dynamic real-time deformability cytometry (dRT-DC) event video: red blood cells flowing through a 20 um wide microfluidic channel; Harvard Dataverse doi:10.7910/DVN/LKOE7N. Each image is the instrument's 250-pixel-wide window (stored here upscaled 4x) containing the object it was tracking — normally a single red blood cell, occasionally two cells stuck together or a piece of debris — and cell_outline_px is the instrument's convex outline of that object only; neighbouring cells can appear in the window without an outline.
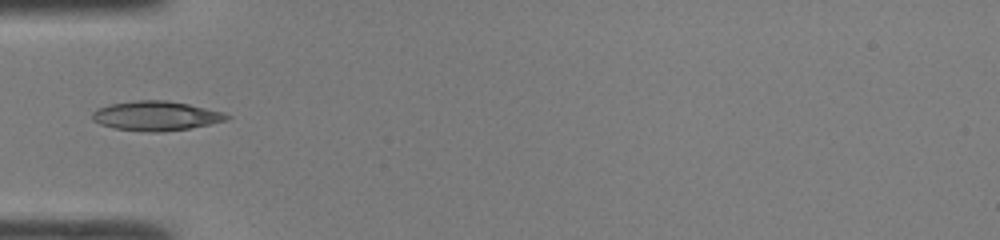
{"species": "common noctule bat (a hibernating species)", "species_latin": "Nyctalus noctula", "temperature_condition": "room temperature", "stored_images_in_passage": 32, "camera_frame_rate_fps": 3000, "um_per_image_px": 0.085, "animal": {"sex": "male", "body_mass_g": 19.0, "forearm_length_mm": 50.8}, "frame": {"image": 1, "passage_image": 1, "time_ms": 0.0, "image_size_px": [1000, 240], "cell_outline_px": [[232, 116], [228, 120], [188, 128], [164, 132], [148, 132], [112, 128], [100, 124], [92, 120], [92, 112], [100, 108], [112, 104], [136, 100], [164, 100], [188, 104], [224, 112]], "centroid_in_image_um": [13.27, 9.85], "position_along_channel_um": 71.7, "area_um2": 23.0}}
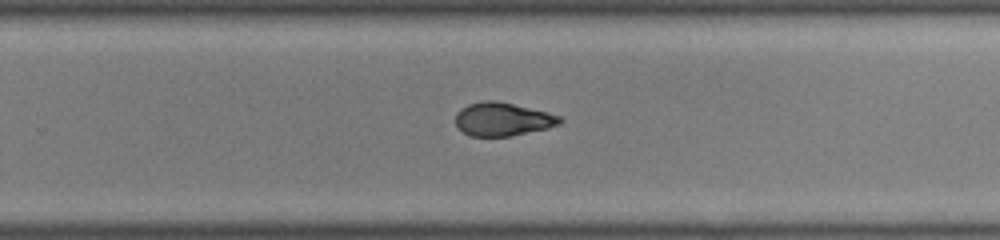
{"frame": {"image": 2, "passage_image": 16, "time_ms": 5.0, "image_size_px": [1000, 240], "cell_outline_px": [[564, 120], [560, 124], [548, 128], [508, 136], [472, 136], [464, 132], [456, 124], [456, 112], [468, 104], [484, 100], [496, 100], [548, 112], [564, 116]], "centroid_in_image_um": [42.77, 10.12], "position_along_channel_um": 287.0, "area_um2": 20.29}}
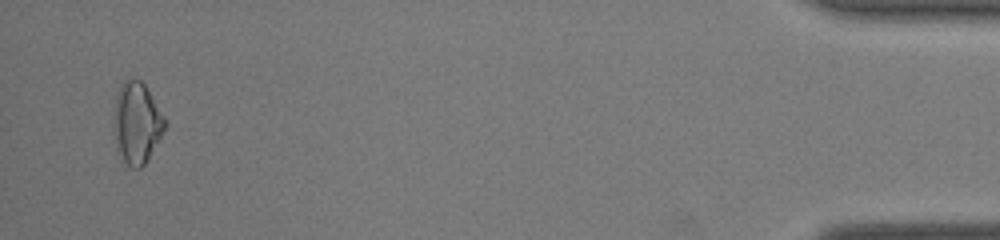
{"frame": {"image": 3, "passage_image": 31, "time_ms": 10.0, "image_size_px": [1000, 240], "cell_outline_px": [[168, 124], [144, 164], [140, 168], [132, 168], [124, 160], [116, 148], [116, 96], [124, 80], [128, 76], [140, 80], [144, 84], [168, 120]], "centroid_in_image_um": [11.68, 10.41], "position_along_channel_um": 423.5, "area_um2": 23.7}, "authors_computed_cell_mechanics": {"area_um2": 21.0392, "velocity_mm_per_s": 4.3119, "shape_relaxation_time_tau1_ms": 7.6207, "shape_relaxation_time_tau2_ms": 2.7347, "deformation_change_tau1": 0.1838, "deformation_change_tau2": 0.0753}}